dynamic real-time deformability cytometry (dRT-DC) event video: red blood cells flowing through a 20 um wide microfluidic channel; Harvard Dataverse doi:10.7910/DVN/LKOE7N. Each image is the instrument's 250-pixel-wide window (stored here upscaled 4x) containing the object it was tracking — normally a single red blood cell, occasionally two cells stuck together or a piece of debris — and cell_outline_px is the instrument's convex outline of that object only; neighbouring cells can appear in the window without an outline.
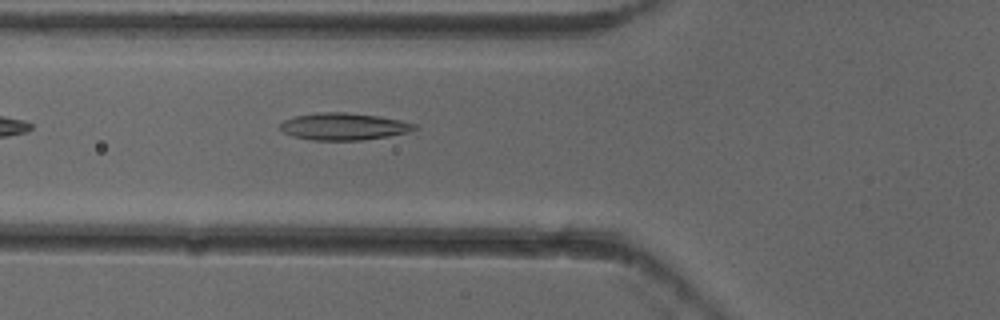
{"species": "common noctule bat (a hibernating species)", "species_latin": "Nyctalus noctula", "temperature_condition": "cold", "stored_images_in_passage": 3, "camera_frame_rate_fps": 3000, "um_per_image_px": 0.085, "animal": {"sex": "female"}, "frame": {"image": 1, "passage_image": 3, "time_ms": 0.667, "image_size_px": [1000, 320], "cell_outline_px": [[416, 128], [408, 132], [388, 136], [360, 140], [312, 140], [292, 136], [284, 132], [280, 128], [280, 124], [284, 120], [296, 116], [316, 112], [344, 112], [380, 116], [400, 120], [416, 124]], "centroid_in_image_um": [29.2, 10.74], "position_along_channel_um": 96.6, "area_um2": 21.1}}